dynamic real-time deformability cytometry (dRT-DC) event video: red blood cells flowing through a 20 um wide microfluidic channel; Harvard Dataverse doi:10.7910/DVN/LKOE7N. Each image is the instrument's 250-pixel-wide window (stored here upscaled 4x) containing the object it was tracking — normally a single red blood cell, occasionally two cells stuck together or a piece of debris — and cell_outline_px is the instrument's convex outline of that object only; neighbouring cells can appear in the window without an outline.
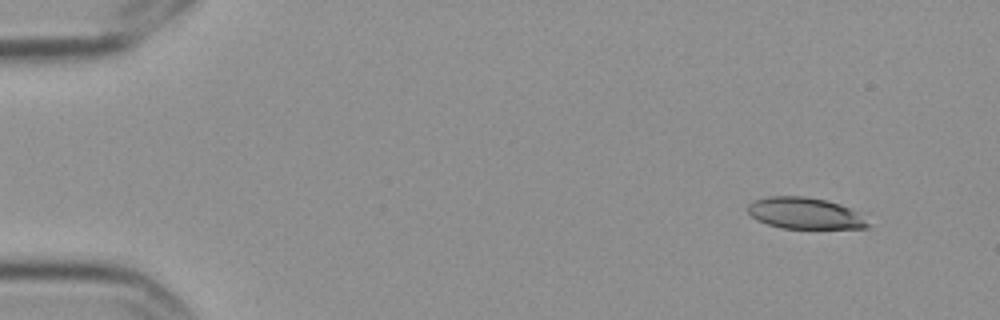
{"species": "Egyptian fruit bat (a non-hibernating species)", "species_latin": "Rousettus aegyptiacus", "temperature_condition": "cold", "stored_images_in_passage": 6, "camera_frame_rate_fps": 3000, "um_per_image_px": 0.085, "frame": {"image": 1, "passage_image": 1, "time_ms": 0.0, "image_size_px": [1000, 320], "cell_outline_px": [[868, 228], [780, 228], [756, 220], [748, 212], [748, 204], [756, 200], [768, 196], [804, 196], [828, 200], [840, 204], [856, 212], [868, 224]], "centroid_in_image_um": [68.36, 18.12], "position_along_channel_um": 16.6, "area_um2": 21.68}}
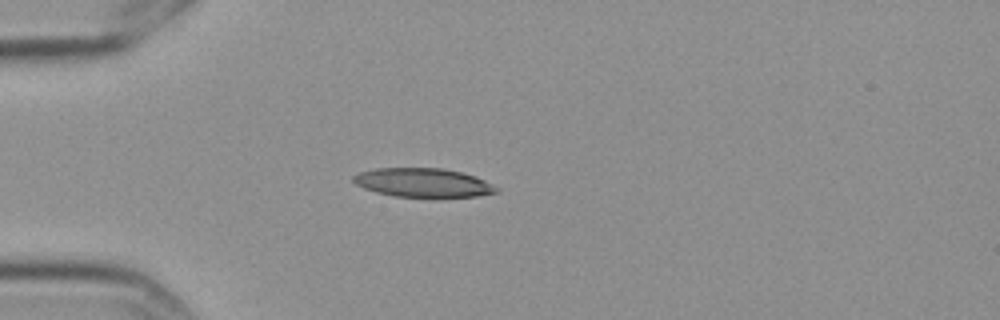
{"frame": {"image": 2, "passage_image": 4, "time_ms": 1.0, "image_size_px": [1000, 320], "cell_outline_px": [[500, 188], [496, 192], [476, 196], [396, 196], [376, 192], [364, 188], [356, 184], [352, 180], [352, 176], [360, 172], [376, 168], [440, 168], [460, 172], [476, 176]], "centroid_in_image_um": [35.94, 15.51], "position_along_channel_um": 49.1, "area_um2": 23.7}}
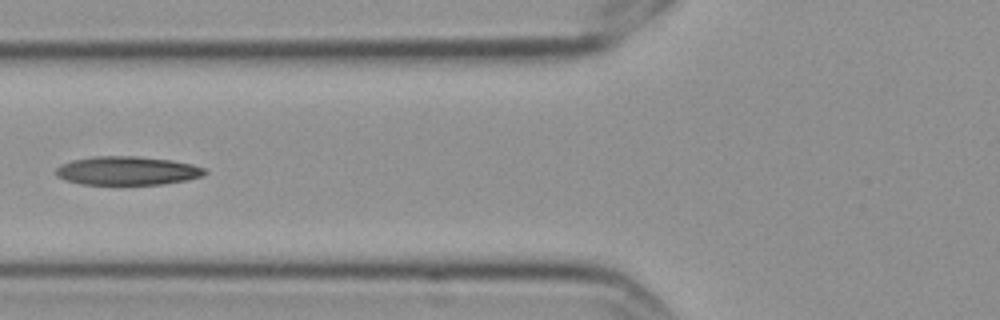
{"frame": {"image": 3, "passage_image": 6, "time_ms": 1.667, "image_size_px": [1000, 320], "cell_outline_px": [[208, 172], [204, 176], [188, 180], [164, 184], [80, 184], [56, 176], [56, 168], [60, 164], [72, 160], [92, 156], [136, 156], [172, 160], [192, 164], [204, 168]], "centroid_in_image_um": [10.84, 14.5], "position_along_channel_um": 115.0, "area_um2": 24.97}}